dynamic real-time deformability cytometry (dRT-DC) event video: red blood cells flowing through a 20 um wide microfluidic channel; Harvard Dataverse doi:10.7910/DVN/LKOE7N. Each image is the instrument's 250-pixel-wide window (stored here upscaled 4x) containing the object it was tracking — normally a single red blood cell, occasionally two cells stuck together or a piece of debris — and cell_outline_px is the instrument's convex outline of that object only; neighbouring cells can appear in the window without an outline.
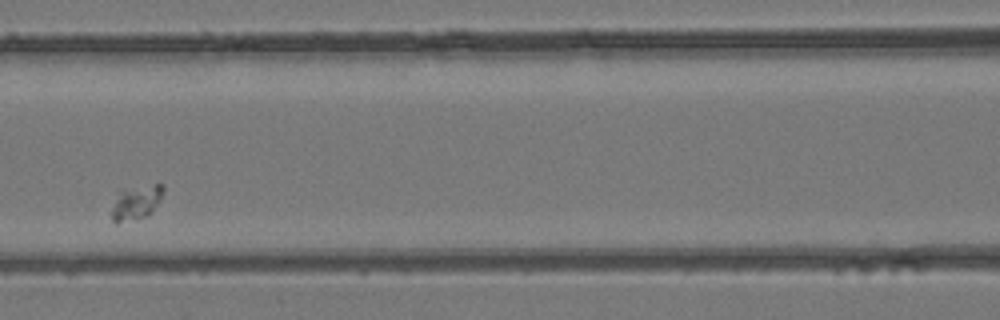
{"species": "common noctule bat (a hibernating species)", "species_latin": "Nyctalus noctula", "temperature_condition": "room temperature", "stored_images_in_passage": 3, "camera_frame_rate_fps": 3000, "um_per_image_px": 0.085, "animal": {"sex": "female", "body_mass_g": 24.6, "forearm_length_mm": 56.2}, "frame": {"image": 1, "passage_image": 3, "time_ms": 0.667, "image_size_px": [1000, 320], "cell_outline_px": [[164, 192], [152, 212], [148, 216], [136, 220], [116, 224], [112, 220], [112, 208], [120, 188], [156, 184], [164, 184]], "centroid_in_image_um": [11.57, 17.21], "position_along_channel_um": 155.0, "area_um2": 10.64}}